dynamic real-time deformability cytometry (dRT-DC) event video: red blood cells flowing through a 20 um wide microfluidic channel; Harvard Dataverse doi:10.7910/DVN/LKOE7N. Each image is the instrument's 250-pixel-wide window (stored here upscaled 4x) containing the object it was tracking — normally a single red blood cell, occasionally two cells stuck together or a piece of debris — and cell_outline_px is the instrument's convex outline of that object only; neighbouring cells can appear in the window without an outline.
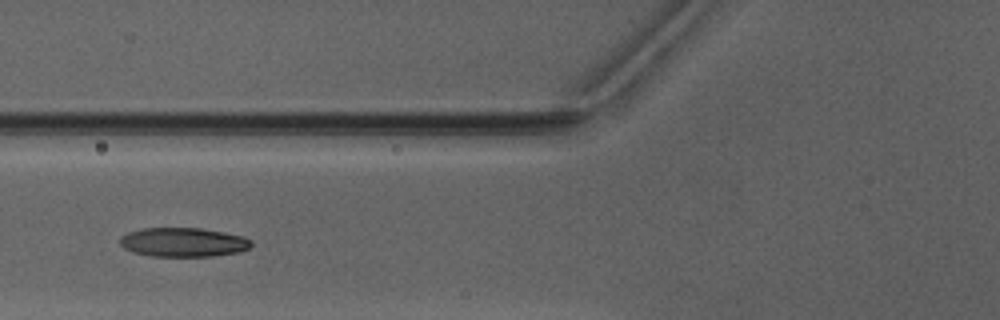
{"species": "Egyptian fruit bat (a non-hibernating species)", "species_latin": "Rousettus aegyptiacus", "temperature_condition": "warm", "stored_images_in_passage": 6, "camera_frame_rate_fps": 3000, "um_per_image_px": 0.085, "animal": {"sex": "male"}, "frame": {"image": 1, "passage_image": 5, "time_ms": 5.0, "image_size_px": [1000, 320], "cell_outline_px": [[252, 244], [248, 248], [236, 252], [212, 256], [152, 256], [136, 252], [124, 248], [120, 244], [120, 236], [128, 232], [144, 228], [200, 228], [224, 232], [244, 236], [252, 240]], "centroid_in_image_um": [15.58, 20.58], "position_along_channel_um": 110.2, "area_um2": 22.14}}
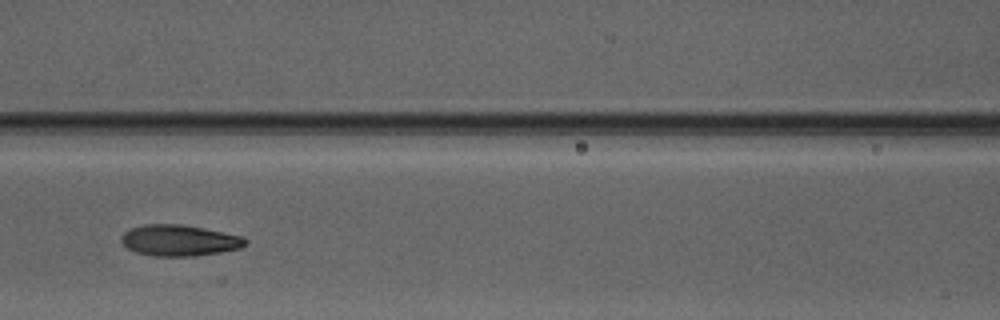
{"frame": {"image": 2, "passage_image": 6, "time_ms": 6.0, "image_size_px": [1000, 320], "cell_outline_px": [[248, 244], [240, 248], [220, 252], [196, 256], [152, 256], [136, 252], [128, 248], [120, 240], [120, 236], [124, 232], [132, 228], [144, 224], [184, 224], [244, 236], [248, 240]], "centroid_in_image_um": [15.27, 20.43], "position_along_channel_um": 151.3, "area_um2": 22.72}}